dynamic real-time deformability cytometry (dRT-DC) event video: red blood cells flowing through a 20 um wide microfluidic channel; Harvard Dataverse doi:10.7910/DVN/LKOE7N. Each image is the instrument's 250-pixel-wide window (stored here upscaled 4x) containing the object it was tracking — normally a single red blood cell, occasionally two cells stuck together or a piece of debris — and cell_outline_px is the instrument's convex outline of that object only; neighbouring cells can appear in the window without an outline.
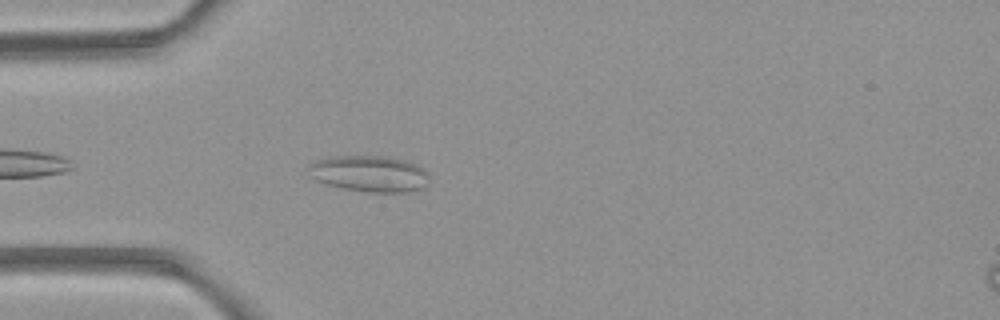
{"species": "common noctule bat (a hibernating species)", "species_latin": "Nyctalus noctula", "temperature_condition": "room temperature", "stored_images_in_passage": 5, "camera_frame_rate_fps": 3000, "um_per_image_px": 0.085, "animal": {"sex": "female", "body_mass_g": 21.9}, "frame": {"image": 1, "passage_image": 5, "time_ms": 5.333, "image_size_px": [1000, 320], "cell_outline_px": [[428, 184], [424, 188], [408, 192], [368, 192], [344, 188], [328, 184], [316, 180], [308, 176], [308, 164], [316, 160], [332, 156], [384, 156], [416, 164], [428, 176]], "centroid_in_image_um": [31.35, 14.77], "position_along_channel_um": 53.6, "area_um2": 25.37}}